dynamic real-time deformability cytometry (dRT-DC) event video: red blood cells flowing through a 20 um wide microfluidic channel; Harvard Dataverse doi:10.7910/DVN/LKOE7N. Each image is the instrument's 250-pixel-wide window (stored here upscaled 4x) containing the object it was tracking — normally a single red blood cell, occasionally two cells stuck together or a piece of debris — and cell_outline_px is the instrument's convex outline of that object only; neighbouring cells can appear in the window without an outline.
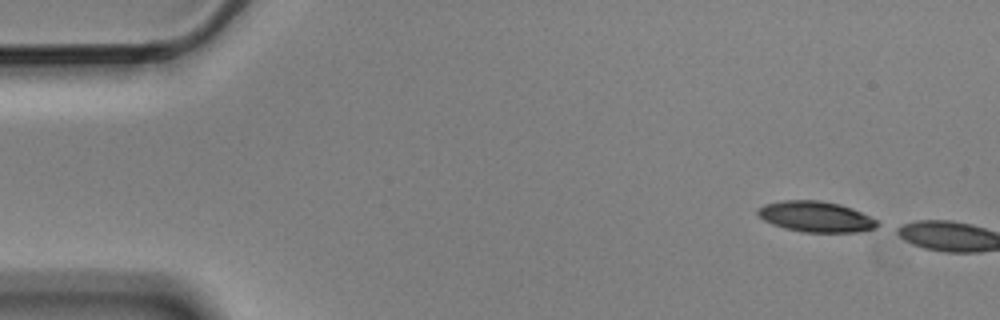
{"species": "Egyptian fruit bat (a non-hibernating species)", "species_latin": "Rousettus aegyptiacus", "temperature_condition": "cold", "stored_images_in_passage": 2, "camera_frame_rate_fps": 3000, "um_per_image_px": 0.085, "animal": {"sex": "male"}, "frame": {"image": 1, "passage_image": 1, "time_ms": 0.0, "image_size_px": [1000, 320], "cell_outline_px": [[880, 224], [876, 228], [860, 232], [804, 232], [784, 228], [772, 224], [764, 220], [756, 212], [764, 204], [784, 200], [820, 200], [840, 204], [852, 208], [880, 220]], "centroid_in_image_um": [69.41, 18.42], "position_along_channel_um": 15.6, "area_um2": 21.56}}